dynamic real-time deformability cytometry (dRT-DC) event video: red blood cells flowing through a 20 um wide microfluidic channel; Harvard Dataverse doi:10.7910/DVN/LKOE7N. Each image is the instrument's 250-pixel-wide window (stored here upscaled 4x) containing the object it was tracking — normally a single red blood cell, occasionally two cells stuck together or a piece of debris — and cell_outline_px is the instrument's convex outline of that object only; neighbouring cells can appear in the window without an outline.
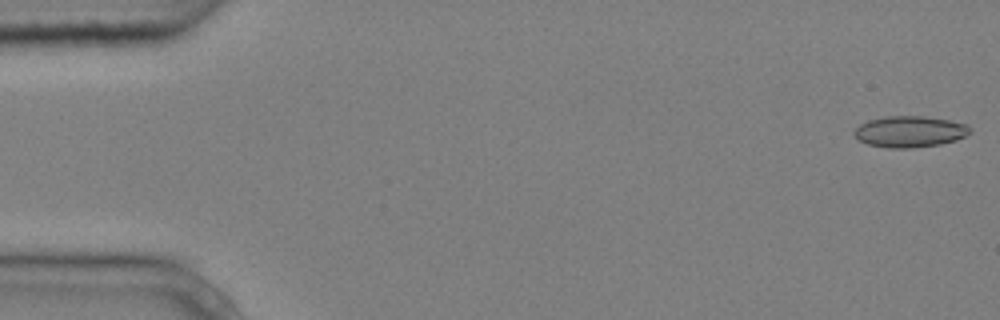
{"species": "common noctule bat (a hibernating species)", "species_latin": "Nyctalus noctula", "temperature_condition": "cold", "stored_images_in_passage": 3, "camera_frame_rate_fps": 3000, "um_per_image_px": 0.085, "animal": {"sex": "male", "body_mass_g": 20.4}, "frame": {"image": 1, "passage_image": 1, "time_ms": 0.0, "image_size_px": [1000, 320], "cell_outline_px": [[972, 132], [956, 140], [940, 144], [912, 148], [888, 148], [868, 144], [860, 140], [852, 132], [860, 124], [868, 120], [884, 116], [924, 116], [948, 120], [968, 124], [972, 128]], "centroid_in_image_um": [77.35, 11.18], "position_along_channel_um": 7.6, "area_um2": 21.15}}